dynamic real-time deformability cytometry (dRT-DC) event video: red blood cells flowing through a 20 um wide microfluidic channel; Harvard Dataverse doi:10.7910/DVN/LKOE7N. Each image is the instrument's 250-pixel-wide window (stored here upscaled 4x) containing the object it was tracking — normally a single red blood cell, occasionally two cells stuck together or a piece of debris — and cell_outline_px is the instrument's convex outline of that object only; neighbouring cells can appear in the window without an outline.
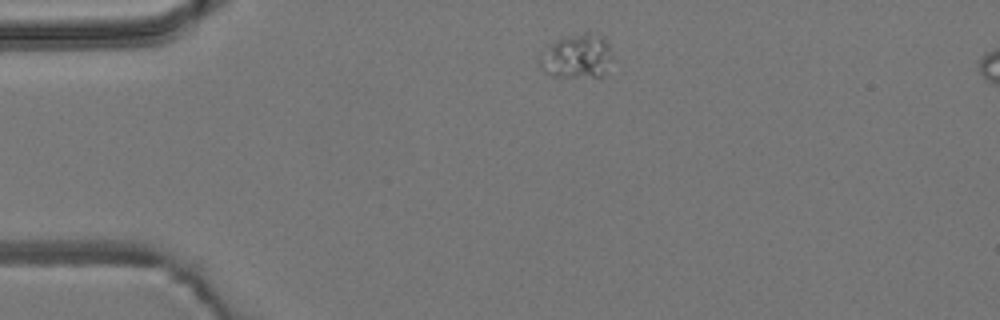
{"species": "common noctule bat (a hibernating species)", "species_latin": "Nyctalus noctula", "temperature_condition": "room temperature", "stored_images_in_passage": 3, "camera_frame_rate_fps": 3000, "um_per_image_px": 0.085, "animal": {"sex": "male", "body_mass_g": 19.2, "forearm_length_mm": 51.8}, "frame": {"image": 1, "passage_image": 1, "time_ms": 0.0, "image_size_px": [1000, 320], "cell_outline_px": [[616, 60], [604, 76], [552, 76], [544, 72], [540, 64], [540, 52], [556, 40], [568, 36], [584, 32], [600, 32], [604, 36]], "centroid_in_image_um": [49.13, 4.76], "position_along_channel_um": 35.9, "area_um2": 19.31}}
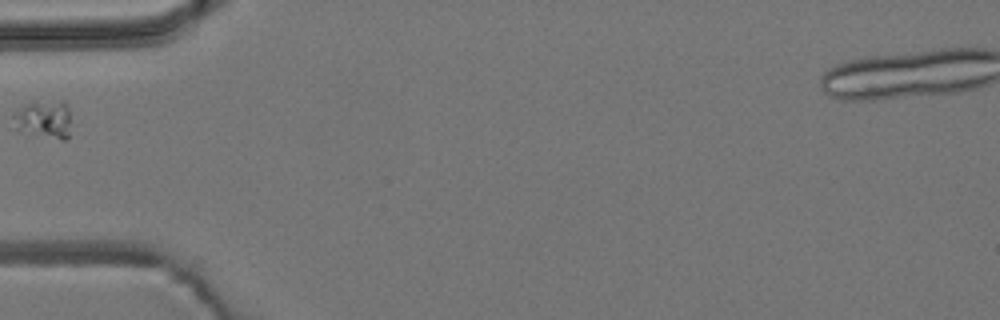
{"frame": {"image": 2, "passage_image": 3, "time_ms": 0.667, "image_size_px": [1000, 320], "cell_outline_px": [[68, 136], [64, 140], [60, 140], [16, 132], [12, 116], [24, 104], [60, 100], [64, 100], [68, 108]], "centroid_in_image_um": [3.67, 10.17], "position_along_channel_um": 81.3, "area_um2": 12.89}}